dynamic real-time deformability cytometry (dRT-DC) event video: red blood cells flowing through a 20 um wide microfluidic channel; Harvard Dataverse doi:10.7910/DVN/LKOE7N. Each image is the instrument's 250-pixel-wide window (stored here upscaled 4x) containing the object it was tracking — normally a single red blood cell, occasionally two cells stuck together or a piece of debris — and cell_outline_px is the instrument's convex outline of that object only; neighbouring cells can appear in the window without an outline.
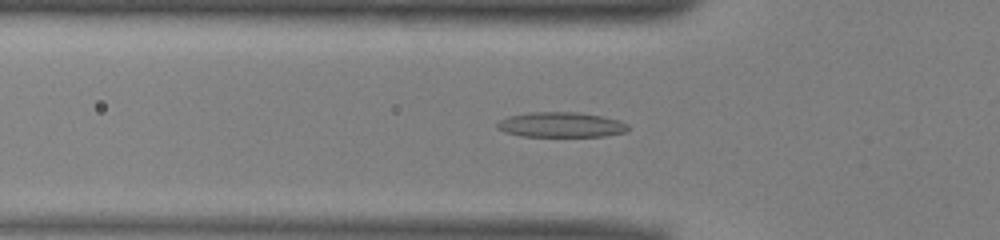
{"species": "common noctule bat (a hibernating species)", "species_latin": "Nyctalus noctula", "temperature_condition": "warm", "stored_images_in_passage": 37, "camera_frame_rate_fps": 3000, "um_per_image_px": 0.085, "animal": {"sex": "male", "body_mass_g": 13.0, "forearm_length_mm": 53.1}, "frame": {"image": 1, "passage_image": 8, "time_ms": 2.333, "image_size_px": [1000, 240], "cell_outline_px": [[628, 132], [604, 136], [520, 136], [504, 132], [496, 128], [496, 124], [500, 120], [508, 116], [528, 112], [576, 112], [600, 116], [620, 120], [628, 124]], "centroid_in_image_um": [47.67, 10.6], "position_along_channel_um": 78.1, "area_um2": 19.25}}
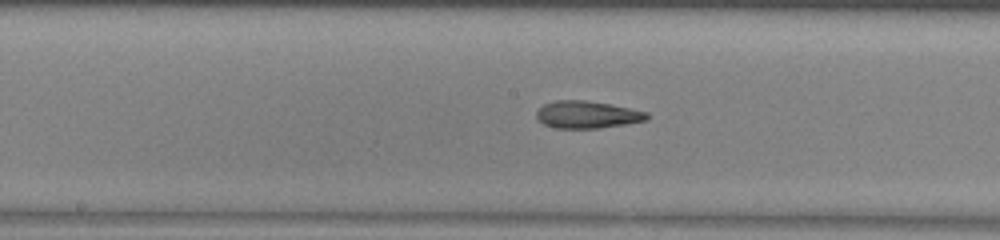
{"frame": {"image": 2, "passage_image": 17, "time_ms": 5.333, "image_size_px": [1000, 240], "cell_outline_px": [[648, 120], [600, 128], [556, 128], [544, 124], [536, 116], [536, 112], [544, 104], [556, 100], [584, 100], [608, 104], [648, 112]], "centroid_in_image_um": [49.9, 9.74], "position_along_channel_um": 198.3, "area_um2": 17.34}}
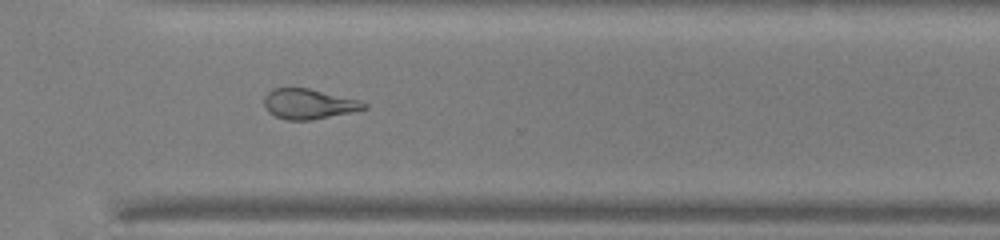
{"frame": {"image": 3, "passage_image": 28, "time_ms": 9.0, "image_size_px": [1000, 240], "cell_outline_px": [[368, 108], [352, 112], [312, 120], [288, 120], [276, 116], [268, 112], [264, 104], [264, 96], [272, 88], [308, 88], [360, 100], [368, 104]], "centroid_in_image_um": [26.25, 8.83], "position_along_channel_um": 344.4, "area_um2": 17.57}, "authors_computed_cell_mechanics": {"area_um2": 18.0914, "velocity_mm_per_s": 3.9836, "shape_relaxation_time_tau1_ms": null, "shape_relaxation_time_tau2_ms": 4.9684, "deformation_change_tau1": null, "deformation_change_tau2": 0.1162}}